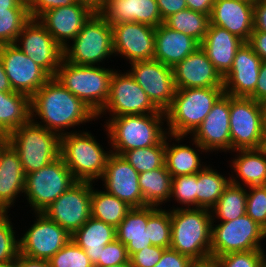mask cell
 Here are the masks:
<instances>
[{
    "mask_svg": "<svg viewBox=\"0 0 266 267\" xmlns=\"http://www.w3.org/2000/svg\"><path fill=\"white\" fill-rule=\"evenodd\" d=\"M229 183L230 178L218 173L210 165L205 166L197 173L196 208L210 210Z\"/></svg>",
    "mask_w": 266,
    "mask_h": 267,
    "instance_id": "36",
    "label": "cell"
},
{
    "mask_svg": "<svg viewBox=\"0 0 266 267\" xmlns=\"http://www.w3.org/2000/svg\"><path fill=\"white\" fill-rule=\"evenodd\" d=\"M8 213L0 212V264H13L19 255V239Z\"/></svg>",
    "mask_w": 266,
    "mask_h": 267,
    "instance_id": "42",
    "label": "cell"
},
{
    "mask_svg": "<svg viewBox=\"0 0 266 267\" xmlns=\"http://www.w3.org/2000/svg\"><path fill=\"white\" fill-rule=\"evenodd\" d=\"M70 45L63 49L65 61L76 65L99 66L100 62L115 54L112 26L95 11Z\"/></svg>",
    "mask_w": 266,
    "mask_h": 267,
    "instance_id": "8",
    "label": "cell"
},
{
    "mask_svg": "<svg viewBox=\"0 0 266 267\" xmlns=\"http://www.w3.org/2000/svg\"><path fill=\"white\" fill-rule=\"evenodd\" d=\"M30 19L29 9L0 8V45L15 43Z\"/></svg>",
    "mask_w": 266,
    "mask_h": 267,
    "instance_id": "41",
    "label": "cell"
},
{
    "mask_svg": "<svg viewBox=\"0 0 266 267\" xmlns=\"http://www.w3.org/2000/svg\"><path fill=\"white\" fill-rule=\"evenodd\" d=\"M200 47L193 37L175 31L164 23L155 28L154 59L173 68Z\"/></svg>",
    "mask_w": 266,
    "mask_h": 267,
    "instance_id": "27",
    "label": "cell"
},
{
    "mask_svg": "<svg viewBox=\"0 0 266 267\" xmlns=\"http://www.w3.org/2000/svg\"><path fill=\"white\" fill-rule=\"evenodd\" d=\"M224 93L223 88L215 87L176 89L171 105L165 110L168 134L191 135Z\"/></svg>",
    "mask_w": 266,
    "mask_h": 267,
    "instance_id": "4",
    "label": "cell"
},
{
    "mask_svg": "<svg viewBox=\"0 0 266 267\" xmlns=\"http://www.w3.org/2000/svg\"><path fill=\"white\" fill-rule=\"evenodd\" d=\"M8 138L7 135L0 134V155L2 150L8 145Z\"/></svg>",
    "mask_w": 266,
    "mask_h": 267,
    "instance_id": "63",
    "label": "cell"
},
{
    "mask_svg": "<svg viewBox=\"0 0 266 267\" xmlns=\"http://www.w3.org/2000/svg\"><path fill=\"white\" fill-rule=\"evenodd\" d=\"M13 267H52L49 260L33 259L19 253Z\"/></svg>",
    "mask_w": 266,
    "mask_h": 267,
    "instance_id": "55",
    "label": "cell"
},
{
    "mask_svg": "<svg viewBox=\"0 0 266 267\" xmlns=\"http://www.w3.org/2000/svg\"><path fill=\"white\" fill-rule=\"evenodd\" d=\"M229 178V185L224 189L218 202L210 209L212 221L215 215L221 222H228L246 214L248 190L233 175Z\"/></svg>",
    "mask_w": 266,
    "mask_h": 267,
    "instance_id": "33",
    "label": "cell"
},
{
    "mask_svg": "<svg viewBox=\"0 0 266 267\" xmlns=\"http://www.w3.org/2000/svg\"><path fill=\"white\" fill-rule=\"evenodd\" d=\"M217 259L220 267H263V250L231 252Z\"/></svg>",
    "mask_w": 266,
    "mask_h": 267,
    "instance_id": "46",
    "label": "cell"
},
{
    "mask_svg": "<svg viewBox=\"0 0 266 267\" xmlns=\"http://www.w3.org/2000/svg\"><path fill=\"white\" fill-rule=\"evenodd\" d=\"M173 76L176 89L224 87V78L201 47L173 67Z\"/></svg>",
    "mask_w": 266,
    "mask_h": 267,
    "instance_id": "22",
    "label": "cell"
},
{
    "mask_svg": "<svg viewBox=\"0 0 266 267\" xmlns=\"http://www.w3.org/2000/svg\"><path fill=\"white\" fill-rule=\"evenodd\" d=\"M229 113L230 95L224 93L193 132L192 140L199 143L206 152L231 151Z\"/></svg>",
    "mask_w": 266,
    "mask_h": 267,
    "instance_id": "21",
    "label": "cell"
},
{
    "mask_svg": "<svg viewBox=\"0 0 266 267\" xmlns=\"http://www.w3.org/2000/svg\"><path fill=\"white\" fill-rule=\"evenodd\" d=\"M89 5L94 11H99L105 4V0H76Z\"/></svg>",
    "mask_w": 266,
    "mask_h": 267,
    "instance_id": "60",
    "label": "cell"
},
{
    "mask_svg": "<svg viewBox=\"0 0 266 267\" xmlns=\"http://www.w3.org/2000/svg\"><path fill=\"white\" fill-rule=\"evenodd\" d=\"M0 8L29 9L28 2L24 0H0Z\"/></svg>",
    "mask_w": 266,
    "mask_h": 267,
    "instance_id": "58",
    "label": "cell"
},
{
    "mask_svg": "<svg viewBox=\"0 0 266 267\" xmlns=\"http://www.w3.org/2000/svg\"><path fill=\"white\" fill-rule=\"evenodd\" d=\"M170 248L191 260L211 255V212L205 208L170 209Z\"/></svg>",
    "mask_w": 266,
    "mask_h": 267,
    "instance_id": "2",
    "label": "cell"
},
{
    "mask_svg": "<svg viewBox=\"0 0 266 267\" xmlns=\"http://www.w3.org/2000/svg\"><path fill=\"white\" fill-rule=\"evenodd\" d=\"M263 267H266V254L264 253V250H263Z\"/></svg>",
    "mask_w": 266,
    "mask_h": 267,
    "instance_id": "65",
    "label": "cell"
},
{
    "mask_svg": "<svg viewBox=\"0 0 266 267\" xmlns=\"http://www.w3.org/2000/svg\"><path fill=\"white\" fill-rule=\"evenodd\" d=\"M149 239L153 246L170 248L171 245V219L170 210L161 207L149 206L147 219Z\"/></svg>",
    "mask_w": 266,
    "mask_h": 267,
    "instance_id": "40",
    "label": "cell"
},
{
    "mask_svg": "<svg viewBox=\"0 0 266 267\" xmlns=\"http://www.w3.org/2000/svg\"><path fill=\"white\" fill-rule=\"evenodd\" d=\"M113 49L129 63L154 59L155 28L137 22L113 24Z\"/></svg>",
    "mask_w": 266,
    "mask_h": 267,
    "instance_id": "18",
    "label": "cell"
},
{
    "mask_svg": "<svg viewBox=\"0 0 266 267\" xmlns=\"http://www.w3.org/2000/svg\"><path fill=\"white\" fill-rule=\"evenodd\" d=\"M98 12L110 25L137 22L156 28L163 23L156 0H107Z\"/></svg>",
    "mask_w": 266,
    "mask_h": 267,
    "instance_id": "25",
    "label": "cell"
},
{
    "mask_svg": "<svg viewBox=\"0 0 266 267\" xmlns=\"http://www.w3.org/2000/svg\"><path fill=\"white\" fill-rule=\"evenodd\" d=\"M15 45L51 77L64 59L63 48L37 19L31 18L24 25Z\"/></svg>",
    "mask_w": 266,
    "mask_h": 267,
    "instance_id": "14",
    "label": "cell"
},
{
    "mask_svg": "<svg viewBox=\"0 0 266 267\" xmlns=\"http://www.w3.org/2000/svg\"><path fill=\"white\" fill-rule=\"evenodd\" d=\"M52 267H94L84 249L70 239L49 259Z\"/></svg>",
    "mask_w": 266,
    "mask_h": 267,
    "instance_id": "43",
    "label": "cell"
},
{
    "mask_svg": "<svg viewBox=\"0 0 266 267\" xmlns=\"http://www.w3.org/2000/svg\"><path fill=\"white\" fill-rule=\"evenodd\" d=\"M197 173L172 177L171 196L184 208H196ZM186 205V206H185ZM193 205V206H192ZM191 206V207H190Z\"/></svg>",
    "mask_w": 266,
    "mask_h": 267,
    "instance_id": "44",
    "label": "cell"
},
{
    "mask_svg": "<svg viewBox=\"0 0 266 267\" xmlns=\"http://www.w3.org/2000/svg\"><path fill=\"white\" fill-rule=\"evenodd\" d=\"M214 222L212 221L211 232L212 256L263 250L260 242L266 238V230L247 214L228 222H220L217 225Z\"/></svg>",
    "mask_w": 266,
    "mask_h": 267,
    "instance_id": "10",
    "label": "cell"
},
{
    "mask_svg": "<svg viewBox=\"0 0 266 267\" xmlns=\"http://www.w3.org/2000/svg\"><path fill=\"white\" fill-rule=\"evenodd\" d=\"M71 239L84 249L95 267L101 258L104 246L116 239V228L91 216L71 235Z\"/></svg>",
    "mask_w": 266,
    "mask_h": 267,
    "instance_id": "29",
    "label": "cell"
},
{
    "mask_svg": "<svg viewBox=\"0 0 266 267\" xmlns=\"http://www.w3.org/2000/svg\"><path fill=\"white\" fill-rule=\"evenodd\" d=\"M130 263L126 246L115 239L113 242L106 244L102 249L101 258L95 267H109L117 264Z\"/></svg>",
    "mask_w": 266,
    "mask_h": 267,
    "instance_id": "47",
    "label": "cell"
},
{
    "mask_svg": "<svg viewBox=\"0 0 266 267\" xmlns=\"http://www.w3.org/2000/svg\"><path fill=\"white\" fill-rule=\"evenodd\" d=\"M231 151L257 149L262 135L260 103L252 98L230 95Z\"/></svg>",
    "mask_w": 266,
    "mask_h": 267,
    "instance_id": "13",
    "label": "cell"
},
{
    "mask_svg": "<svg viewBox=\"0 0 266 267\" xmlns=\"http://www.w3.org/2000/svg\"><path fill=\"white\" fill-rule=\"evenodd\" d=\"M148 218L149 206L131 208L116 227V239L126 246L129 257L152 245L146 229Z\"/></svg>",
    "mask_w": 266,
    "mask_h": 267,
    "instance_id": "31",
    "label": "cell"
},
{
    "mask_svg": "<svg viewBox=\"0 0 266 267\" xmlns=\"http://www.w3.org/2000/svg\"><path fill=\"white\" fill-rule=\"evenodd\" d=\"M75 2L76 0H30L28 2L29 14L32 19H37L45 11L69 6Z\"/></svg>",
    "mask_w": 266,
    "mask_h": 267,
    "instance_id": "49",
    "label": "cell"
},
{
    "mask_svg": "<svg viewBox=\"0 0 266 267\" xmlns=\"http://www.w3.org/2000/svg\"><path fill=\"white\" fill-rule=\"evenodd\" d=\"M257 150L266 156V132H262Z\"/></svg>",
    "mask_w": 266,
    "mask_h": 267,
    "instance_id": "61",
    "label": "cell"
},
{
    "mask_svg": "<svg viewBox=\"0 0 266 267\" xmlns=\"http://www.w3.org/2000/svg\"><path fill=\"white\" fill-rule=\"evenodd\" d=\"M122 156L140 174L165 164V138L157 145L125 151Z\"/></svg>",
    "mask_w": 266,
    "mask_h": 267,
    "instance_id": "39",
    "label": "cell"
},
{
    "mask_svg": "<svg viewBox=\"0 0 266 267\" xmlns=\"http://www.w3.org/2000/svg\"><path fill=\"white\" fill-rule=\"evenodd\" d=\"M10 91H13V90L10 86L8 77L6 75V72L4 70V66H3V63L0 57V92H10Z\"/></svg>",
    "mask_w": 266,
    "mask_h": 267,
    "instance_id": "59",
    "label": "cell"
},
{
    "mask_svg": "<svg viewBox=\"0 0 266 267\" xmlns=\"http://www.w3.org/2000/svg\"><path fill=\"white\" fill-rule=\"evenodd\" d=\"M127 70L151 101L162 111L172 103L176 87L173 68L155 60L136 61Z\"/></svg>",
    "mask_w": 266,
    "mask_h": 267,
    "instance_id": "16",
    "label": "cell"
},
{
    "mask_svg": "<svg viewBox=\"0 0 266 267\" xmlns=\"http://www.w3.org/2000/svg\"><path fill=\"white\" fill-rule=\"evenodd\" d=\"M139 187L147 206L159 207L170 201L172 177L166 165L139 174Z\"/></svg>",
    "mask_w": 266,
    "mask_h": 267,
    "instance_id": "34",
    "label": "cell"
},
{
    "mask_svg": "<svg viewBox=\"0 0 266 267\" xmlns=\"http://www.w3.org/2000/svg\"><path fill=\"white\" fill-rule=\"evenodd\" d=\"M30 107L31 119L37 115L41 121L35 123L59 136L67 133L65 129L98 119L91 108L54 77L30 98Z\"/></svg>",
    "mask_w": 266,
    "mask_h": 267,
    "instance_id": "1",
    "label": "cell"
},
{
    "mask_svg": "<svg viewBox=\"0 0 266 267\" xmlns=\"http://www.w3.org/2000/svg\"><path fill=\"white\" fill-rule=\"evenodd\" d=\"M104 190L125 202L131 208L147 206L139 187V173L125 160L122 155L111 153L104 173Z\"/></svg>",
    "mask_w": 266,
    "mask_h": 267,
    "instance_id": "19",
    "label": "cell"
},
{
    "mask_svg": "<svg viewBox=\"0 0 266 267\" xmlns=\"http://www.w3.org/2000/svg\"><path fill=\"white\" fill-rule=\"evenodd\" d=\"M253 31L266 32V0H257L254 3Z\"/></svg>",
    "mask_w": 266,
    "mask_h": 267,
    "instance_id": "53",
    "label": "cell"
},
{
    "mask_svg": "<svg viewBox=\"0 0 266 267\" xmlns=\"http://www.w3.org/2000/svg\"><path fill=\"white\" fill-rule=\"evenodd\" d=\"M19 240V253L33 259L49 260L70 239L71 235L42 212Z\"/></svg>",
    "mask_w": 266,
    "mask_h": 267,
    "instance_id": "17",
    "label": "cell"
},
{
    "mask_svg": "<svg viewBox=\"0 0 266 267\" xmlns=\"http://www.w3.org/2000/svg\"><path fill=\"white\" fill-rule=\"evenodd\" d=\"M106 121L107 136L112 147L109 151L118 155L128 150L157 145L168 134L163 128L165 113L123 115Z\"/></svg>",
    "mask_w": 266,
    "mask_h": 267,
    "instance_id": "3",
    "label": "cell"
},
{
    "mask_svg": "<svg viewBox=\"0 0 266 267\" xmlns=\"http://www.w3.org/2000/svg\"><path fill=\"white\" fill-rule=\"evenodd\" d=\"M25 176L17 152L8 144L0 155V212H9L15 205L18 194L24 192Z\"/></svg>",
    "mask_w": 266,
    "mask_h": 267,
    "instance_id": "28",
    "label": "cell"
},
{
    "mask_svg": "<svg viewBox=\"0 0 266 267\" xmlns=\"http://www.w3.org/2000/svg\"><path fill=\"white\" fill-rule=\"evenodd\" d=\"M261 103L266 100V61L261 62L255 92L249 97Z\"/></svg>",
    "mask_w": 266,
    "mask_h": 267,
    "instance_id": "54",
    "label": "cell"
},
{
    "mask_svg": "<svg viewBox=\"0 0 266 267\" xmlns=\"http://www.w3.org/2000/svg\"><path fill=\"white\" fill-rule=\"evenodd\" d=\"M260 106H261L262 131L266 132V100L261 102Z\"/></svg>",
    "mask_w": 266,
    "mask_h": 267,
    "instance_id": "62",
    "label": "cell"
},
{
    "mask_svg": "<svg viewBox=\"0 0 266 267\" xmlns=\"http://www.w3.org/2000/svg\"><path fill=\"white\" fill-rule=\"evenodd\" d=\"M247 188L246 214L266 230V185Z\"/></svg>",
    "mask_w": 266,
    "mask_h": 267,
    "instance_id": "45",
    "label": "cell"
},
{
    "mask_svg": "<svg viewBox=\"0 0 266 267\" xmlns=\"http://www.w3.org/2000/svg\"><path fill=\"white\" fill-rule=\"evenodd\" d=\"M30 119L28 95L15 91L0 92V134L8 135Z\"/></svg>",
    "mask_w": 266,
    "mask_h": 267,
    "instance_id": "32",
    "label": "cell"
},
{
    "mask_svg": "<svg viewBox=\"0 0 266 267\" xmlns=\"http://www.w3.org/2000/svg\"><path fill=\"white\" fill-rule=\"evenodd\" d=\"M26 174L38 171L60 157V136L30 119L7 135Z\"/></svg>",
    "mask_w": 266,
    "mask_h": 267,
    "instance_id": "7",
    "label": "cell"
},
{
    "mask_svg": "<svg viewBox=\"0 0 266 267\" xmlns=\"http://www.w3.org/2000/svg\"><path fill=\"white\" fill-rule=\"evenodd\" d=\"M0 267H13V264H0Z\"/></svg>",
    "mask_w": 266,
    "mask_h": 267,
    "instance_id": "66",
    "label": "cell"
},
{
    "mask_svg": "<svg viewBox=\"0 0 266 267\" xmlns=\"http://www.w3.org/2000/svg\"><path fill=\"white\" fill-rule=\"evenodd\" d=\"M171 137L178 142V145H174V143L171 145L169 143V141H172L168 140ZM182 139H184V136L167 134L165 137V165L171 177L195 174L206 166L201 165V159L198 154V152H200L199 150H201V152H206V150L195 140L192 141L194 142L192 145L194 144L195 148H198L197 151L186 144L179 145Z\"/></svg>",
    "mask_w": 266,
    "mask_h": 267,
    "instance_id": "30",
    "label": "cell"
},
{
    "mask_svg": "<svg viewBox=\"0 0 266 267\" xmlns=\"http://www.w3.org/2000/svg\"><path fill=\"white\" fill-rule=\"evenodd\" d=\"M210 24L224 28L248 42L254 29V3L245 0H215Z\"/></svg>",
    "mask_w": 266,
    "mask_h": 267,
    "instance_id": "24",
    "label": "cell"
},
{
    "mask_svg": "<svg viewBox=\"0 0 266 267\" xmlns=\"http://www.w3.org/2000/svg\"><path fill=\"white\" fill-rule=\"evenodd\" d=\"M79 132L60 136V157L76 181L94 183L101 179L112 152L105 151L90 132Z\"/></svg>",
    "mask_w": 266,
    "mask_h": 267,
    "instance_id": "6",
    "label": "cell"
},
{
    "mask_svg": "<svg viewBox=\"0 0 266 267\" xmlns=\"http://www.w3.org/2000/svg\"><path fill=\"white\" fill-rule=\"evenodd\" d=\"M91 189V216L115 228L131 209L125 202L105 190Z\"/></svg>",
    "mask_w": 266,
    "mask_h": 267,
    "instance_id": "37",
    "label": "cell"
},
{
    "mask_svg": "<svg viewBox=\"0 0 266 267\" xmlns=\"http://www.w3.org/2000/svg\"><path fill=\"white\" fill-rule=\"evenodd\" d=\"M163 23L167 27L189 35L201 43L209 27L210 16L187 8L170 15Z\"/></svg>",
    "mask_w": 266,
    "mask_h": 267,
    "instance_id": "38",
    "label": "cell"
},
{
    "mask_svg": "<svg viewBox=\"0 0 266 267\" xmlns=\"http://www.w3.org/2000/svg\"><path fill=\"white\" fill-rule=\"evenodd\" d=\"M245 1L255 3L257 0H245Z\"/></svg>",
    "mask_w": 266,
    "mask_h": 267,
    "instance_id": "67",
    "label": "cell"
},
{
    "mask_svg": "<svg viewBox=\"0 0 266 267\" xmlns=\"http://www.w3.org/2000/svg\"><path fill=\"white\" fill-rule=\"evenodd\" d=\"M191 259L172 248H166L154 267H189Z\"/></svg>",
    "mask_w": 266,
    "mask_h": 267,
    "instance_id": "50",
    "label": "cell"
},
{
    "mask_svg": "<svg viewBox=\"0 0 266 267\" xmlns=\"http://www.w3.org/2000/svg\"><path fill=\"white\" fill-rule=\"evenodd\" d=\"M156 1L158 4V9L162 21H164L172 14L187 9L185 0H156Z\"/></svg>",
    "mask_w": 266,
    "mask_h": 267,
    "instance_id": "51",
    "label": "cell"
},
{
    "mask_svg": "<svg viewBox=\"0 0 266 267\" xmlns=\"http://www.w3.org/2000/svg\"><path fill=\"white\" fill-rule=\"evenodd\" d=\"M261 62V58L245 42L237 50L233 66L224 77L225 94L249 98L255 92Z\"/></svg>",
    "mask_w": 266,
    "mask_h": 267,
    "instance_id": "23",
    "label": "cell"
},
{
    "mask_svg": "<svg viewBox=\"0 0 266 267\" xmlns=\"http://www.w3.org/2000/svg\"><path fill=\"white\" fill-rule=\"evenodd\" d=\"M113 72L111 68L76 65L63 59L54 78L98 115L108 100Z\"/></svg>",
    "mask_w": 266,
    "mask_h": 267,
    "instance_id": "5",
    "label": "cell"
},
{
    "mask_svg": "<svg viewBox=\"0 0 266 267\" xmlns=\"http://www.w3.org/2000/svg\"><path fill=\"white\" fill-rule=\"evenodd\" d=\"M0 57L13 91L30 98L51 78L25 55L15 43L0 45Z\"/></svg>",
    "mask_w": 266,
    "mask_h": 267,
    "instance_id": "15",
    "label": "cell"
},
{
    "mask_svg": "<svg viewBox=\"0 0 266 267\" xmlns=\"http://www.w3.org/2000/svg\"><path fill=\"white\" fill-rule=\"evenodd\" d=\"M166 248L158 246H145L144 249L134 253L130 257L132 267H154L162 257Z\"/></svg>",
    "mask_w": 266,
    "mask_h": 267,
    "instance_id": "48",
    "label": "cell"
},
{
    "mask_svg": "<svg viewBox=\"0 0 266 267\" xmlns=\"http://www.w3.org/2000/svg\"><path fill=\"white\" fill-rule=\"evenodd\" d=\"M95 11L87 4L76 1L69 6L54 8L42 13L37 20L64 49L83 28ZM68 41V43H67Z\"/></svg>",
    "mask_w": 266,
    "mask_h": 267,
    "instance_id": "20",
    "label": "cell"
},
{
    "mask_svg": "<svg viewBox=\"0 0 266 267\" xmlns=\"http://www.w3.org/2000/svg\"><path fill=\"white\" fill-rule=\"evenodd\" d=\"M236 158L232 160V168L243 186L266 185V156L257 149L235 150ZM245 184V185H244Z\"/></svg>",
    "mask_w": 266,
    "mask_h": 267,
    "instance_id": "35",
    "label": "cell"
},
{
    "mask_svg": "<svg viewBox=\"0 0 266 267\" xmlns=\"http://www.w3.org/2000/svg\"><path fill=\"white\" fill-rule=\"evenodd\" d=\"M188 9L211 15L215 0H185Z\"/></svg>",
    "mask_w": 266,
    "mask_h": 267,
    "instance_id": "56",
    "label": "cell"
},
{
    "mask_svg": "<svg viewBox=\"0 0 266 267\" xmlns=\"http://www.w3.org/2000/svg\"><path fill=\"white\" fill-rule=\"evenodd\" d=\"M247 43L262 61H266V32L253 31Z\"/></svg>",
    "mask_w": 266,
    "mask_h": 267,
    "instance_id": "52",
    "label": "cell"
},
{
    "mask_svg": "<svg viewBox=\"0 0 266 267\" xmlns=\"http://www.w3.org/2000/svg\"><path fill=\"white\" fill-rule=\"evenodd\" d=\"M109 267H132L131 263H123V264H117Z\"/></svg>",
    "mask_w": 266,
    "mask_h": 267,
    "instance_id": "64",
    "label": "cell"
},
{
    "mask_svg": "<svg viewBox=\"0 0 266 267\" xmlns=\"http://www.w3.org/2000/svg\"><path fill=\"white\" fill-rule=\"evenodd\" d=\"M189 267H220V264L217 257L210 255L202 259L192 260Z\"/></svg>",
    "mask_w": 266,
    "mask_h": 267,
    "instance_id": "57",
    "label": "cell"
},
{
    "mask_svg": "<svg viewBox=\"0 0 266 267\" xmlns=\"http://www.w3.org/2000/svg\"><path fill=\"white\" fill-rule=\"evenodd\" d=\"M77 181L61 157L26 174L24 196L35 213L42 212Z\"/></svg>",
    "mask_w": 266,
    "mask_h": 267,
    "instance_id": "9",
    "label": "cell"
},
{
    "mask_svg": "<svg viewBox=\"0 0 266 267\" xmlns=\"http://www.w3.org/2000/svg\"><path fill=\"white\" fill-rule=\"evenodd\" d=\"M245 42L224 28L209 24L200 47L224 78L231 70L237 50Z\"/></svg>",
    "mask_w": 266,
    "mask_h": 267,
    "instance_id": "26",
    "label": "cell"
},
{
    "mask_svg": "<svg viewBox=\"0 0 266 267\" xmlns=\"http://www.w3.org/2000/svg\"><path fill=\"white\" fill-rule=\"evenodd\" d=\"M92 185L77 181L42 213L72 235L91 217Z\"/></svg>",
    "mask_w": 266,
    "mask_h": 267,
    "instance_id": "12",
    "label": "cell"
},
{
    "mask_svg": "<svg viewBox=\"0 0 266 267\" xmlns=\"http://www.w3.org/2000/svg\"><path fill=\"white\" fill-rule=\"evenodd\" d=\"M110 112V116L142 115L165 113L160 110L137 84L129 72L114 71L110 80L109 97L100 116Z\"/></svg>",
    "mask_w": 266,
    "mask_h": 267,
    "instance_id": "11",
    "label": "cell"
}]
</instances>
